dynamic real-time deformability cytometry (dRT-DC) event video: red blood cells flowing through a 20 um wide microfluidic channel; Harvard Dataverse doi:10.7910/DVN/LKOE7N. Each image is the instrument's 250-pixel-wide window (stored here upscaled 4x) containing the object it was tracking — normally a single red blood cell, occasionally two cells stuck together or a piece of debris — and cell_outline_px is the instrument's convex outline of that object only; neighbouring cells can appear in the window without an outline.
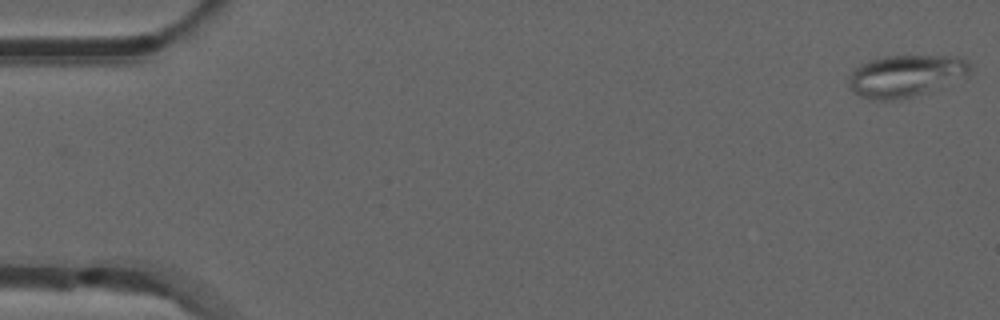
{"species": "common noctule bat (a hibernating species)", "species_latin": "Nyctalus noctula", "temperature_condition": "room temperature", "stored_images_in_passage": 53, "camera_frame_rate_fps": 3000, "um_per_image_px": 0.085, "animal": {"sex": "male", "forearm_length_mm": 52.5}, "frame": {"image": 1, "passage_image": 1, "time_ms": 0.0, "image_size_px": [1000, 320], "cell_outline_px": [[968, 76], [924, 92], [912, 96], [892, 100], [876, 100], [860, 96], [852, 92], [848, 84], [848, 76], [860, 64], [868, 60], [884, 56], [956, 56], [964, 60], [968, 64]], "centroid_in_image_um": [76.9, 6.44], "position_along_channel_um": 8.1, "area_um2": 29.25}}
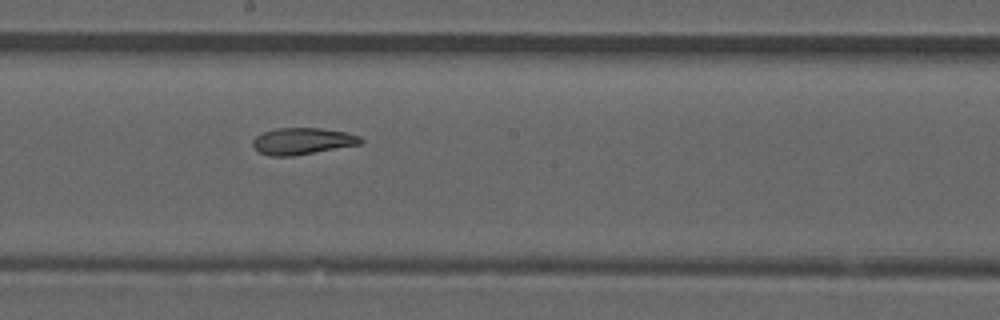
{"frame": {"image": 2, "passage_image": 29, "time_ms": 9.333, "image_size_px": [1000, 320], "cell_outline_px": [[364, 140], [360, 144], [292, 156], [268, 156], [260, 152], [252, 144], [252, 140], [256, 136], [264, 132], [276, 128], [320, 128], [344, 132], [360, 136]], "centroid_in_image_um": [25.69, 11.99], "position_along_channel_um": 222.5, "area_um2": 16.59}}
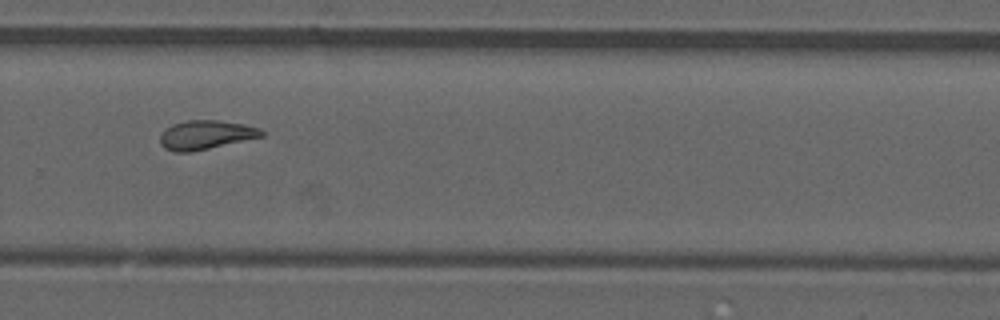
{"frame": {"image": 3, "passage_image": 36, "time_ms": 11.667, "image_size_px": [1000, 320], "cell_outline_px": [[264, 136], [192, 152], [172, 152], [164, 148], [160, 144], [160, 136], [172, 124], [188, 120], [216, 120], [244, 124], [260, 128], [264, 132]], "centroid_in_image_um": [17.5, 11.47], "position_along_channel_um": 312.3, "area_um2": 17.11}, "authors_computed_cell_mechanics": {"area_um2": 17.7446, "velocity_mm_per_s": 3.8605, "shape_relaxation_time_tau1_ms": null, "shape_relaxation_time_tau2_ms": 4.0833, "deformation_change_tau1": null, "deformation_change_tau2": 0.1222}}